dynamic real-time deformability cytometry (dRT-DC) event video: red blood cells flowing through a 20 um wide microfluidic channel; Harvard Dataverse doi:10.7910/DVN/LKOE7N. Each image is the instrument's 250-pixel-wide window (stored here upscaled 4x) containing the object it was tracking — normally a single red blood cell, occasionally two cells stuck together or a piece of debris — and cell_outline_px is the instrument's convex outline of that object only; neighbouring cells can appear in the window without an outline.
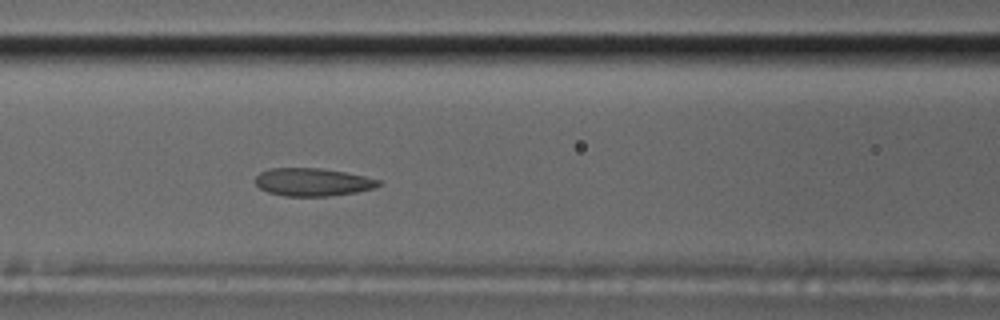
{"species": "common noctule bat (a hibernating species)", "species_latin": "Nyctalus noctula", "temperature_condition": "cold", "stored_images_in_passage": 5, "camera_frame_rate_fps": 3000, "um_per_image_px": 0.085, "animal": {"sex": "male", "body_mass_g": 17.5, "forearm_length_mm": 52.3}, "frame": {"image": 1, "passage_image": 5, "time_ms": 1.333, "image_size_px": [1000, 320], "cell_outline_px": [[380, 184], [372, 188], [356, 192], [328, 196], [284, 196], [268, 192], [260, 188], [256, 184], [256, 176], [260, 172], [268, 168], [320, 168], [344, 172], [364, 176], [380, 180]], "centroid_in_image_um": [26.53, 15.47], "position_along_channel_um": 140.1, "area_um2": 19.88}}